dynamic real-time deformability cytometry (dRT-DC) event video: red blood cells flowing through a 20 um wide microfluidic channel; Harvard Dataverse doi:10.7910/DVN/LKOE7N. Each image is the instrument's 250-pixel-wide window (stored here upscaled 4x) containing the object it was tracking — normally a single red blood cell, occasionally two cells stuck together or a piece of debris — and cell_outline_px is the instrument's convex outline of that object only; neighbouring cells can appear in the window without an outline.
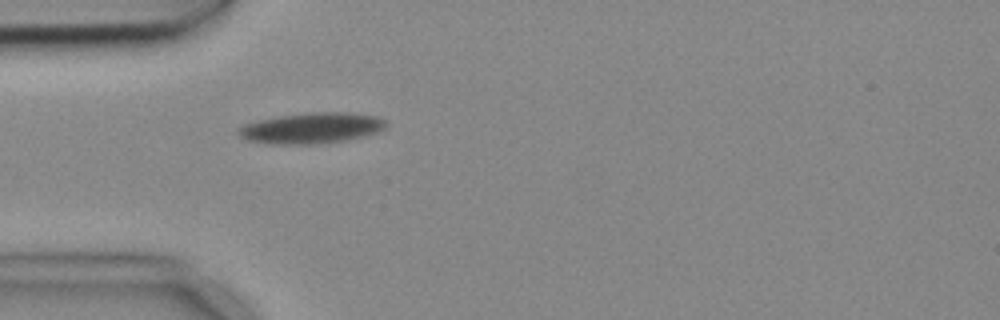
{"species": "common noctule bat (a hibernating species)", "species_latin": "Nyctalus noctula", "temperature_condition": "cold", "stored_images_in_passage": 1, "camera_frame_rate_fps": 3000, "um_per_image_px": 0.085, "animal": {"sex": "female", "body_mass_g": 18.4}, "frame": {"image": 1, "passage_image": 1, "time_ms": 0.0, "image_size_px": [1000, 320], "cell_outline_px": [[388, 124], [384, 128], [376, 132], [364, 136], [348, 140], [312, 144], [268, 144], [248, 140], [240, 136], [236, 132], [236, 128], [244, 124], [260, 120], [280, 116], [304, 112], [348, 112], [376, 116], [388, 120]], "centroid_in_image_um": [26.48, 10.88], "position_along_channel_um": 58.5, "area_um2": 26.7}}